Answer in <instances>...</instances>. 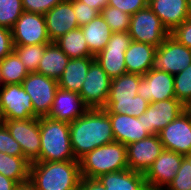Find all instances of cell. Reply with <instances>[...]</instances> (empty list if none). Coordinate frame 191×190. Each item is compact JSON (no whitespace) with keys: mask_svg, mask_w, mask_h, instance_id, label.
Masks as SVG:
<instances>
[{"mask_svg":"<svg viewBox=\"0 0 191 190\" xmlns=\"http://www.w3.org/2000/svg\"><path fill=\"white\" fill-rule=\"evenodd\" d=\"M40 136L39 161L77 160L71 147L69 122L42 116L40 117Z\"/></svg>","mask_w":191,"mask_h":190,"instance_id":"277c9868","label":"cell"},{"mask_svg":"<svg viewBox=\"0 0 191 190\" xmlns=\"http://www.w3.org/2000/svg\"><path fill=\"white\" fill-rule=\"evenodd\" d=\"M3 85H2V82H1V76H0V88L2 87Z\"/></svg>","mask_w":191,"mask_h":190,"instance_id":"681fc988","label":"cell"},{"mask_svg":"<svg viewBox=\"0 0 191 190\" xmlns=\"http://www.w3.org/2000/svg\"><path fill=\"white\" fill-rule=\"evenodd\" d=\"M3 121L2 115H1V111H0V123Z\"/></svg>","mask_w":191,"mask_h":190,"instance_id":"c3c4849f","label":"cell"},{"mask_svg":"<svg viewBox=\"0 0 191 190\" xmlns=\"http://www.w3.org/2000/svg\"><path fill=\"white\" fill-rule=\"evenodd\" d=\"M108 5L119 8L129 15L148 6V0H108Z\"/></svg>","mask_w":191,"mask_h":190,"instance_id":"f35d334b","label":"cell"},{"mask_svg":"<svg viewBox=\"0 0 191 190\" xmlns=\"http://www.w3.org/2000/svg\"><path fill=\"white\" fill-rule=\"evenodd\" d=\"M0 111L3 119L34 118L31 98L21 84H8L0 88Z\"/></svg>","mask_w":191,"mask_h":190,"instance_id":"4fadbf2b","label":"cell"},{"mask_svg":"<svg viewBox=\"0 0 191 190\" xmlns=\"http://www.w3.org/2000/svg\"><path fill=\"white\" fill-rule=\"evenodd\" d=\"M137 94L149 103L175 98L174 75L150 69L141 77Z\"/></svg>","mask_w":191,"mask_h":190,"instance_id":"ac0fdd59","label":"cell"},{"mask_svg":"<svg viewBox=\"0 0 191 190\" xmlns=\"http://www.w3.org/2000/svg\"><path fill=\"white\" fill-rule=\"evenodd\" d=\"M0 173L17 183L29 180L30 163L23 156L0 152Z\"/></svg>","mask_w":191,"mask_h":190,"instance_id":"f1b7e54d","label":"cell"},{"mask_svg":"<svg viewBox=\"0 0 191 190\" xmlns=\"http://www.w3.org/2000/svg\"><path fill=\"white\" fill-rule=\"evenodd\" d=\"M65 0H22L23 10L26 12L46 14L58 3Z\"/></svg>","mask_w":191,"mask_h":190,"instance_id":"74e56055","label":"cell"},{"mask_svg":"<svg viewBox=\"0 0 191 190\" xmlns=\"http://www.w3.org/2000/svg\"><path fill=\"white\" fill-rule=\"evenodd\" d=\"M155 46L132 41L125 52V67L127 73L145 75L153 64Z\"/></svg>","mask_w":191,"mask_h":190,"instance_id":"603a6c76","label":"cell"},{"mask_svg":"<svg viewBox=\"0 0 191 190\" xmlns=\"http://www.w3.org/2000/svg\"><path fill=\"white\" fill-rule=\"evenodd\" d=\"M73 4L74 15L77 19L78 26L81 27L85 24H88L95 17H97L100 12L89 5L78 1V0H70Z\"/></svg>","mask_w":191,"mask_h":190,"instance_id":"8d00e7d4","label":"cell"},{"mask_svg":"<svg viewBox=\"0 0 191 190\" xmlns=\"http://www.w3.org/2000/svg\"><path fill=\"white\" fill-rule=\"evenodd\" d=\"M11 31L13 45L51 43L43 14L24 11Z\"/></svg>","mask_w":191,"mask_h":190,"instance_id":"7c38bea8","label":"cell"},{"mask_svg":"<svg viewBox=\"0 0 191 190\" xmlns=\"http://www.w3.org/2000/svg\"><path fill=\"white\" fill-rule=\"evenodd\" d=\"M163 150L158 134L127 145L128 169L145 174Z\"/></svg>","mask_w":191,"mask_h":190,"instance_id":"e0dca14e","label":"cell"},{"mask_svg":"<svg viewBox=\"0 0 191 190\" xmlns=\"http://www.w3.org/2000/svg\"><path fill=\"white\" fill-rule=\"evenodd\" d=\"M11 29L0 26V61L13 51Z\"/></svg>","mask_w":191,"mask_h":190,"instance_id":"60d3db41","label":"cell"},{"mask_svg":"<svg viewBox=\"0 0 191 190\" xmlns=\"http://www.w3.org/2000/svg\"><path fill=\"white\" fill-rule=\"evenodd\" d=\"M88 109L79 93L58 88L48 117L70 123Z\"/></svg>","mask_w":191,"mask_h":190,"instance_id":"ffe728a7","label":"cell"},{"mask_svg":"<svg viewBox=\"0 0 191 190\" xmlns=\"http://www.w3.org/2000/svg\"><path fill=\"white\" fill-rule=\"evenodd\" d=\"M131 42L129 32H112L107 45L94 56L111 79L127 73L124 58Z\"/></svg>","mask_w":191,"mask_h":190,"instance_id":"30bf717a","label":"cell"},{"mask_svg":"<svg viewBox=\"0 0 191 190\" xmlns=\"http://www.w3.org/2000/svg\"><path fill=\"white\" fill-rule=\"evenodd\" d=\"M184 112L187 114L191 121V100L184 104Z\"/></svg>","mask_w":191,"mask_h":190,"instance_id":"bcb514c9","label":"cell"},{"mask_svg":"<svg viewBox=\"0 0 191 190\" xmlns=\"http://www.w3.org/2000/svg\"><path fill=\"white\" fill-rule=\"evenodd\" d=\"M55 42L70 59L94 57L88 49L86 39L80 27L67 32Z\"/></svg>","mask_w":191,"mask_h":190,"instance_id":"83f0119b","label":"cell"},{"mask_svg":"<svg viewBox=\"0 0 191 190\" xmlns=\"http://www.w3.org/2000/svg\"><path fill=\"white\" fill-rule=\"evenodd\" d=\"M49 43L40 45H13V51L18 55L21 62L29 73L37 72L39 62Z\"/></svg>","mask_w":191,"mask_h":190,"instance_id":"4dcf8cb0","label":"cell"},{"mask_svg":"<svg viewBox=\"0 0 191 190\" xmlns=\"http://www.w3.org/2000/svg\"><path fill=\"white\" fill-rule=\"evenodd\" d=\"M81 177L79 160L30 164L29 179L37 190H76Z\"/></svg>","mask_w":191,"mask_h":190,"instance_id":"7a4b0ae2","label":"cell"},{"mask_svg":"<svg viewBox=\"0 0 191 190\" xmlns=\"http://www.w3.org/2000/svg\"><path fill=\"white\" fill-rule=\"evenodd\" d=\"M16 190H37V188L29 179L28 181L18 183Z\"/></svg>","mask_w":191,"mask_h":190,"instance_id":"f6af8a7d","label":"cell"},{"mask_svg":"<svg viewBox=\"0 0 191 190\" xmlns=\"http://www.w3.org/2000/svg\"><path fill=\"white\" fill-rule=\"evenodd\" d=\"M184 111V105L176 98L151 102L147 110L138 117L150 135H157Z\"/></svg>","mask_w":191,"mask_h":190,"instance_id":"9a60e30c","label":"cell"},{"mask_svg":"<svg viewBox=\"0 0 191 190\" xmlns=\"http://www.w3.org/2000/svg\"><path fill=\"white\" fill-rule=\"evenodd\" d=\"M97 179L106 190H149L144 174L130 169L106 173Z\"/></svg>","mask_w":191,"mask_h":190,"instance_id":"cb8c5ba5","label":"cell"},{"mask_svg":"<svg viewBox=\"0 0 191 190\" xmlns=\"http://www.w3.org/2000/svg\"><path fill=\"white\" fill-rule=\"evenodd\" d=\"M112 124L114 140L124 145L142 140L150 134L145 130L143 122L137 117L127 114L107 113Z\"/></svg>","mask_w":191,"mask_h":190,"instance_id":"44dd1931","label":"cell"},{"mask_svg":"<svg viewBox=\"0 0 191 190\" xmlns=\"http://www.w3.org/2000/svg\"><path fill=\"white\" fill-rule=\"evenodd\" d=\"M0 152L11 156H23L20 144L11 136L3 122L0 123Z\"/></svg>","mask_w":191,"mask_h":190,"instance_id":"d590c367","label":"cell"},{"mask_svg":"<svg viewBox=\"0 0 191 190\" xmlns=\"http://www.w3.org/2000/svg\"><path fill=\"white\" fill-rule=\"evenodd\" d=\"M21 85L31 98L34 118L48 116L59 88L57 80L33 72L27 75Z\"/></svg>","mask_w":191,"mask_h":190,"instance_id":"9c48e42d","label":"cell"},{"mask_svg":"<svg viewBox=\"0 0 191 190\" xmlns=\"http://www.w3.org/2000/svg\"><path fill=\"white\" fill-rule=\"evenodd\" d=\"M11 136L20 144L23 157L31 164L39 162L41 148L40 117L31 119H3Z\"/></svg>","mask_w":191,"mask_h":190,"instance_id":"8992f818","label":"cell"},{"mask_svg":"<svg viewBox=\"0 0 191 190\" xmlns=\"http://www.w3.org/2000/svg\"><path fill=\"white\" fill-rule=\"evenodd\" d=\"M170 35L178 42L191 49V19L188 18L185 22L178 25Z\"/></svg>","mask_w":191,"mask_h":190,"instance_id":"ab89813d","label":"cell"},{"mask_svg":"<svg viewBox=\"0 0 191 190\" xmlns=\"http://www.w3.org/2000/svg\"><path fill=\"white\" fill-rule=\"evenodd\" d=\"M18 183L0 173V190H16Z\"/></svg>","mask_w":191,"mask_h":190,"instance_id":"7bdbcfd3","label":"cell"},{"mask_svg":"<svg viewBox=\"0 0 191 190\" xmlns=\"http://www.w3.org/2000/svg\"><path fill=\"white\" fill-rule=\"evenodd\" d=\"M184 157L164 149L144 174L149 190H165L176 176Z\"/></svg>","mask_w":191,"mask_h":190,"instance_id":"5bb4252c","label":"cell"},{"mask_svg":"<svg viewBox=\"0 0 191 190\" xmlns=\"http://www.w3.org/2000/svg\"><path fill=\"white\" fill-rule=\"evenodd\" d=\"M129 34L132 41L158 47L170 33L147 6L131 15Z\"/></svg>","mask_w":191,"mask_h":190,"instance_id":"52a82bcc","label":"cell"},{"mask_svg":"<svg viewBox=\"0 0 191 190\" xmlns=\"http://www.w3.org/2000/svg\"><path fill=\"white\" fill-rule=\"evenodd\" d=\"M142 75L125 73L111 80L104 109L107 113L127 114L139 117L150 104L137 94Z\"/></svg>","mask_w":191,"mask_h":190,"instance_id":"3957f363","label":"cell"},{"mask_svg":"<svg viewBox=\"0 0 191 190\" xmlns=\"http://www.w3.org/2000/svg\"><path fill=\"white\" fill-rule=\"evenodd\" d=\"M28 74L27 68L14 51L0 61V76L3 86L21 84Z\"/></svg>","mask_w":191,"mask_h":190,"instance_id":"f546056e","label":"cell"},{"mask_svg":"<svg viewBox=\"0 0 191 190\" xmlns=\"http://www.w3.org/2000/svg\"><path fill=\"white\" fill-rule=\"evenodd\" d=\"M175 98L183 105L191 100V64L174 75Z\"/></svg>","mask_w":191,"mask_h":190,"instance_id":"836d02e7","label":"cell"},{"mask_svg":"<svg viewBox=\"0 0 191 190\" xmlns=\"http://www.w3.org/2000/svg\"><path fill=\"white\" fill-rule=\"evenodd\" d=\"M187 7H188V15L191 19V0H187Z\"/></svg>","mask_w":191,"mask_h":190,"instance_id":"7dc6e473","label":"cell"},{"mask_svg":"<svg viewBox=\"0 0 191 190\" xmlns=\"http://www.w3.org/2000/svg\"><path fill=\"white\" fill-rule=\"evenodd\" d=\"M101 12L108 5V0H78Z\"/></svg>","mask_w":191,"mask_h":190,"instance_id":"ee69618b","label":"cell"},{"mask_svg":"<svg viewBox=\"0 0 191 190\" xmlns=\"http://www.w3.org/2000/svg\"><path fill=\"white\" fill-rule=\"evenodd\" d=\"M77 190H106L97 178L81 177Z\"/></svg>","mask_w":191,"mask_h":190,"instance_id":"b9f144b4","label":"cell"},{"mask_svg":"<svg viewBox=\"0 0 191 190\" xmlns=\"http://www.w3.org/2000/svg\"><path fill=\"white\" fill-rule=\"evenodd\" d=\"M100 15L109 25L112 32H129L131 15L128 13L107 5L101 10Z\"/></svg>","mask_w":191,"mask_h":190,"instance_id":"1f68e13d","label":"cell"},{"mask_svg":"<svg viewBox=\"0 0 191 190\" xmlns=\"http://www.w3.org/2000/svg\"><path fill=\"white\" fill-rule=\"evenodd\" d=\"M148 7L169 33L189 18L187 0H148Z\"/></svg>","mask_w":191,"mask_h":190,"instance_id":"7402d4cb","label":"cell"},{"mask_svg":"<svg viewBox=\"0 0 191 190\" xmlns=\"http://www.w3.org/2000/svg\"><path fill=\"white\" fill-rule=\"evenodd\" d=\"M23 12L22 0H0V26L12 29Z\"/></svg>","mask_w":191,"mask_h":190,"instance_id":"d6a6232c","label":"cell"},{"mask_svg":"<svg viewBox=\"0 0 191 190\" xmlns=\"http://www.w3.org/2000/svg\"><path fill=\"white\" fill-rule=\"evenodd\" d=\"M73 154L77 160L97 147L114 142L112 124L104 108L88 109L69 123Z\"/></svg>","mask_w":191,"mask_h":190,"instance_id":"6da1fadb","label":"cell"},{"mask_svg":"<svg viewBox=\"0 0 191 190\" xmlns=\"http://www.w3.org/2000/svg\"><path fill=\"white\" fill-rule=\"evenodd\" d=\"M158 135L164 149L191 156V121L184 111Z\"/></svg>","mask_w":191,"mask_h":190,"instance_id":"2e32d148","label":"cell"},{"mask_svg":"<svg viewBox=\"0 0 191 190\" xmlns=\"http://www.w3.org/2000/svg\"><path fill=\"white\" fill-rule=\"evenodd\" d=\"M44 18L51 42H55L67 32L79 27L74 15L73 4L70 0L58 3L44 14Z\"/></svg>","mask_w":191,"mask_h":190,"instance_id":"d6986e66","label":"cell"},{"mask_svg":"<svg viewBox=\"0 0 191 190\" xmlns=\"http://www.w3.org/2000/svg\"><path fill=\"white\" fill-rule=\"evenodd\" d=\"M79 164L81 176L87 178L126 170L127 146L117 141L102 145L81 157Z\"/></svg>","mask_w":191,"mask_h":190,"instance_id":"5b68a950","label":"cell"},{"mask_svg":"<svg viewBox=\"0 0 191 190\" xmlns=\"http://www.w3.org/2000/svg\"><path fill=\"white\" fill-rule=\"evenodd\" d=\"M69 60L56 42H51L45 48L36 73L58 80Z\"/></svg>","mask_w":191,"mask_h":190,"instance_id":"484cf974","label":"cell"},{"mask_svg":"<svg viewBox=\"0 0 191 190\" xmlns=\"http://www.w3.org/2000/svg\"><path fill=\"white\" fill-rule=\"evenodd\" d=\"M165 190H191V156H185L171 183Z\"/></svg>","mask_w":191,"mask_h":190,"instance_id":"e575fe53","label":"cell"},{"mask_svg":"<svg viewBox=\"0 0 191 190\" xmlns=\"http://www.w3.org/2000/svg\"><path fill=\"white\" fill-rule=\"evenodd\" d=\"M80 28L83 31L88 49L93 56H96L104 49L112 34L109 25L100 14Z\"/></svg>","mask_w":191,"mask_h":190,"instance_id":"4316f807","label":"cell"},{"mask_svg":"<svg viewBox=\"0 0 191 190\" xmlns=\"http://www.w3.org/2000/svg\"><path fill=\"white\" fill-rule=\"evenodd\" d=\"M111 80L96 60L90 64L79 92L80 97L89 109L105 107Z\"/></svg>","mask_w":191,"mask_h":190,"instance_id":"8fae6325","label":"cell"},{"mask_svg":"<svg viewBox=\"0 0 191 190\" xmlns=\"http://www.w3.org/2000/svg\"><path fill=\"white\" fill-rule=\"evenodd\" d=\"M94 60L95 57L70 59L63 74L57 80L59 88L79 93L90 68V64Z\"/></svg>","mask_w":191,"mask_h":190,"instance_id":"d4e9b609","label":"cell"},{"mask_svg":"<svg viewBox=\"0 0 191 190\" xmlns=\"http://www.w3.org/2000/svg\"><path fill=\"white\" fill-rule=\"evenodd\" d=\"M191 64V49L178 42L170 34L156 48L151 70L175 75Z\"/></svg>","mask_w":191,"mask_h":190,"instance_id":"ba28073f","label":"cell"}]
</instances>
